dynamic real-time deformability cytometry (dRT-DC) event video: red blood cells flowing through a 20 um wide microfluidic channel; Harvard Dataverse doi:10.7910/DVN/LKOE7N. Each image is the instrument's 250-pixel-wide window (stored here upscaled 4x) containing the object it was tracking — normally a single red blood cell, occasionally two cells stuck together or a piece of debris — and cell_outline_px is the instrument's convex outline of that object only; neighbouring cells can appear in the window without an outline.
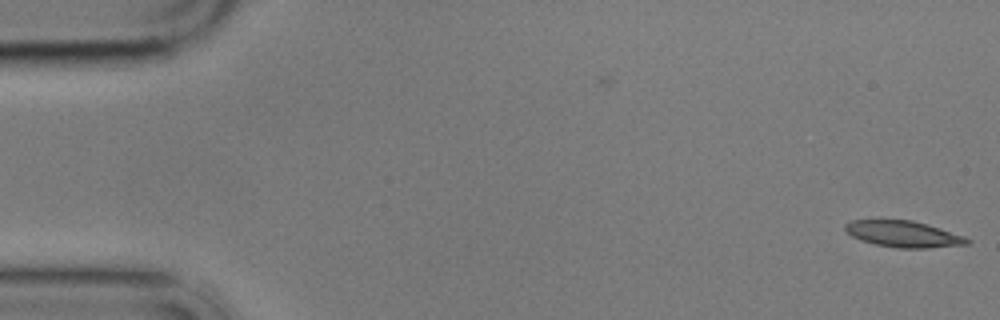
{"species": "common noctule bat (a hibernating species)", "species_latin": "Nyctalus noctula", "temperature_condition": "cold", "stored_images_in_passage": 5, "camera_frame_rate_fps": 3000, "um_per_image_px": 0.085, "animal": {"sex": "male", "body_mass_g": 17.9}, "frame": {"image": 1, "passage_image": 1, "time_ms": 0.0, "image_size_px": [1000, 320], "cell_outline_px": [[972, 240], [968, 244], [928, 248], [896, 248], [876, 244], [860, 240], [852, 236], [844, 228], [844, 224], [852, 220], [912, 220], [928, 224], [964, 236]], "centroid_in_image_um": [76.8, 19.89], "position_along_channel_um": 8.2, "area_um2": 18.67}}
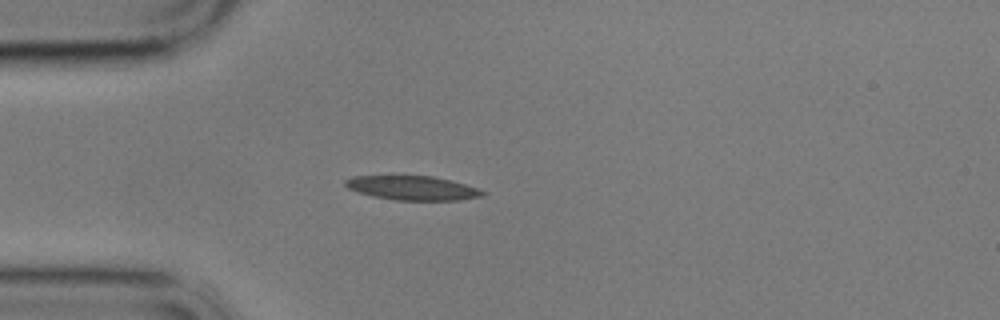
{"frame": {"image": 2, "passage_image": 4, "time_ms": 4.667, "image_size_px": [1000, 320], "cell_outline_px": [[488, 192], [484, 196], [460, 200], [396, 200], [372, 196], [348, 188], [344, 184], [344, 180], [352, 176], [392, 172], [432, 176], [452, 180]], "centroid_in_image_um": [34.99, 15.91], "position_along_channel_um": 50.0, "area_um2": 20.46}}